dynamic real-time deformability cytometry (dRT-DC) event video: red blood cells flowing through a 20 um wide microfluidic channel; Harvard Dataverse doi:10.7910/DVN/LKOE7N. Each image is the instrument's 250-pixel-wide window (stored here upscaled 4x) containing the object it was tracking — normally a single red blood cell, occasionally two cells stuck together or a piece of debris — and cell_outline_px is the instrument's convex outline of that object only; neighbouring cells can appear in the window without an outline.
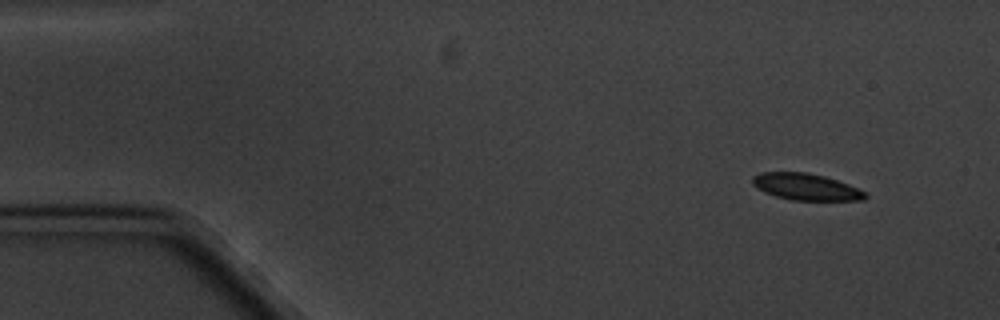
{"species": "common noctule bat (a hibernating species)", "species_latin": "Nyctalus noctula", "temperature_condition": "cold", "stored_images_in_passage": 16, "camera_frame_rate_fps": 3000, "um_per_image_px": 0.085, "animal": {"sex": "male", "body_mass_g": 20.1, "forearm_length_mm": 53.5}, "frame": {"image": 1, "passage_image": 1, "time_ms": 0.0, "image_size_px": [1000, 320], "cell_outline_px": [[868, 196], [864, 200], [792, 200], [776, 196], [764, 192], [756, 188], [752, 184], [752, 176], [760, 172], [808, 172], [824, 176], [848, 184], [868, 192]], "centroid_in_image_um": [68.51, 15.88], "position_along_channel_um": 16.5, "area_um2": 17.63}}
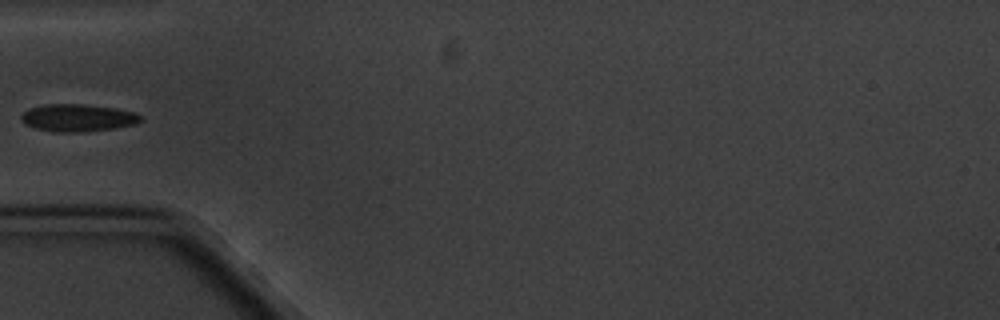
{"frame": {"image": 2, "passage_image": 5, "time_ms": 4.667, "image_size_px": [1000, 320], "cell_outline_px": [[140, 120], [136, 124], [112, 128], [84, 132], [52, 132], [36, 128], [24, 124], [20, 120], [20, 116], [28, 108], [44, 104], [84, 104], [116, 108], [136, 112], [140, 116]], "centroid_in_image_um": [6.56, 10.01], "position_along_channel_um": 78.4, "area_um2": 19.19}}
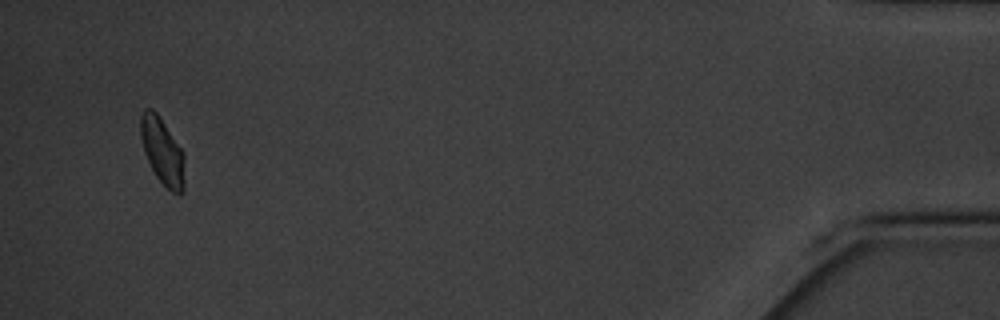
{"frame": {"image": 3, "passage_image": 16, "time_ms": 17.333, "image_size_px": [1000, 320], "cell_outline_px": [[184, 192], [180, 196], [172, 192], [156, 176], [144, 152], [140, 136], [140, 116], [144, 108], [152, 108], [160, 116], [184, 152]], "centroid_in_image_um": [13.81, 12.84], "position_along_channel_um": 421.4, "area_um2": 17.28}, "authors_computed_cell_mechanics": {"area_um2": 18.0047, "velocity_mm_per_s": 3.3365, "shape_relaxation_time_tau1_ms": 3.8802, "shape_relaxation_time_tau2_ms": null, "deformation_change_tau1": 0.0731, "deformation_change_tau2": null}}